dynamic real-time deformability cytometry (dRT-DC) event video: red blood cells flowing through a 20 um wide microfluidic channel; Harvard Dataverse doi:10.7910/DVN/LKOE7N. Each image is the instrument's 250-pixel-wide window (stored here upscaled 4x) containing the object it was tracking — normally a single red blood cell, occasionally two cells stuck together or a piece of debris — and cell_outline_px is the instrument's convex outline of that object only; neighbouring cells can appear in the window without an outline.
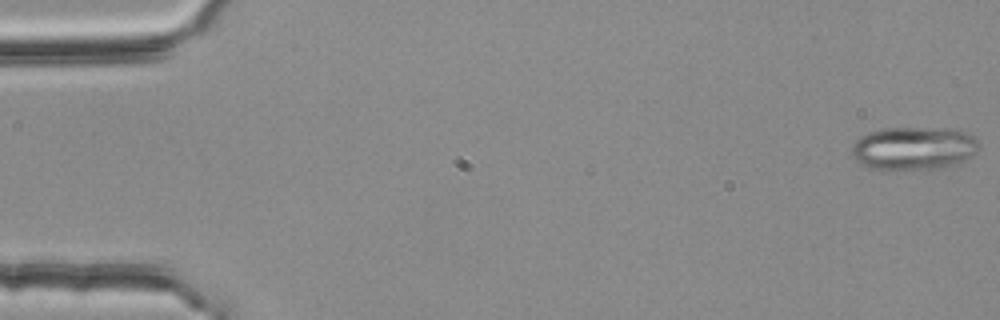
{"species": "common noctule bat (a hibernating species)", "species_latin": "Nyctalus noctula", "temperature_condition": "room temperature", "stored_images_in_passage": 55, "camera_frame_rate_fps": 3000, "um_per_image_px": 0.085, "animal": {"sex": "female", "body_mass_g": 25.1}, "frame": {"image": 1, "passage_image": 1, "time_ms": 0.0, "image_size_px": [1000, 320], "cell_outline_px": [[980, 148], [972, 156], [960, 164], [952, 168], [872, 168], [860, 164], [852, 156], [852, 144], [860, 136], [868, 132], [884, 128], [956, 128], [968, 132], [980, 144]], "centroid_in_image_um": [77.73, 12.58], "position_along_channel_um": 7.3, "area_um2": 32.31}}
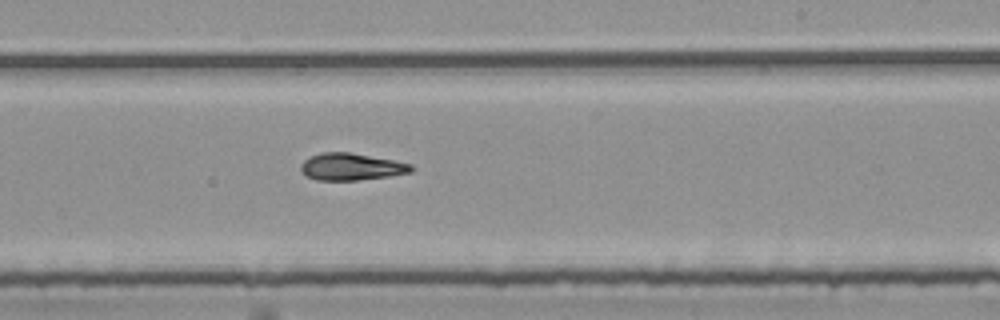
{"frame": {"image": 2, "passage_image": 33, "time_ms": 10.667, "image_size_px": [1000, 320], "cell_outline_px": [[416, 168], [412, 172], [388, 176], [356, 180], [316, 180], [300, 172], [300, 164], [304, 160], [320, 152], [348, 152], [392, 160], [412, 164]], "centroid_in_image_um": [29.85, 14.17], "position_along_channel_um": 259.2, "area_um2": 17.34}}
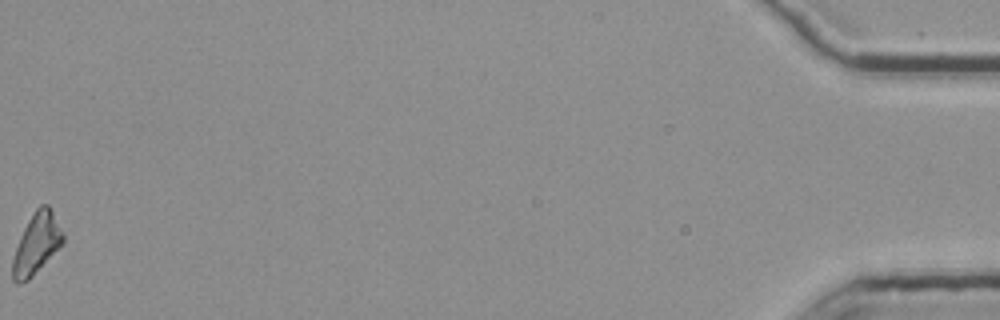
{"frame": {"image": 3, "passage_image": 55, "time_ms": 18.0, "image_size_px": [1000, 320], "cell_outline_px": [[64, 244], [28, 280], [20, 284], [12, 280], [12, 260], [20, 236], [28, 220], [36, 208], [40, 204], [48, 204], [64, 236]], "centroid_in_image_um": [3.1, 20.73], "position_along_channel_um": 432.1, "area_um2": 17.69}, "authors_computed_cell_mechanics": {"area_um2": 17.6868, "velocity_mm_per_s": 3.7786, "shape_relaxation_time_tau1_ms": null, "shape_relaxation_time_tau2_ms": 8.6747, "deformation_change_tau1": null, "deformation_change_tau2": 0.1781}}